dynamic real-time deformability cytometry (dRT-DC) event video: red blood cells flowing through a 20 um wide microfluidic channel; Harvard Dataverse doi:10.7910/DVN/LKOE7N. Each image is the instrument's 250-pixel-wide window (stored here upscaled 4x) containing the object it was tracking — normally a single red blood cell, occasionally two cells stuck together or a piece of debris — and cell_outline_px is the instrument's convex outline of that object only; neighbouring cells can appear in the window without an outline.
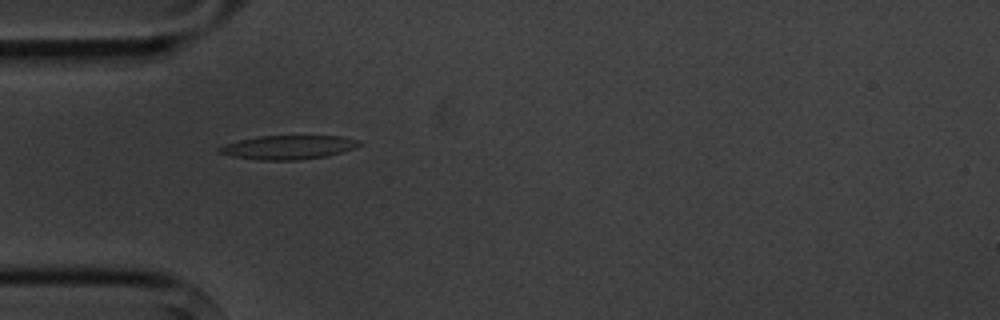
{"species": "common noctule bat (a hibernating species)", "species_latin": "Nyctalus noctula", "temperature_condition": "cold", "stored_images_in_passage": 10, "camera_frame_rate_fps": 3000, "um_per_image_px": 0.085, "animal": {"sex": "male", "body_mass_g": 20.1, "forearm_length_mm": 53.5}, "frame": {"image": 1, "passage_image": 2, "time_ms": 1.0, "image_size_px": [1000, 320], "cell_outline_px": [[364, 144], [356, 148], [344, 152], [328, 156], [296, 160], [260, 160], [232, 156], [216, 152], [216, 148], [224, 144], [240, 140], [260, 136], [340, 136], [360, 140]], "centroid_in_image_um": [24.54, 12.52], "position_along_channel_um": 60.5, "area_um2": 19.71}}
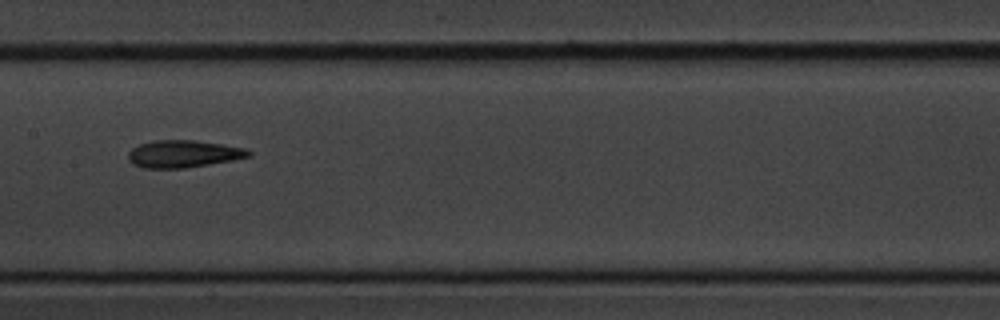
{"frame": {"image": 2, "passage_image": 5, "time_ms": 4.667, "image_size_px": [1000, 320], "cell_outline_px": [[252, 156], [232, 160], [184, 168], [144, 168], [132, 164], [128, 160], [128, 152], [132, 148], [140, 144], [156, 140], [196, 140], [248, 148], [252, 152]], "centroid_in_image_um": [15.6, 13.07], "position_along_channel_um": 191.8, "area_um2": 19.25}}
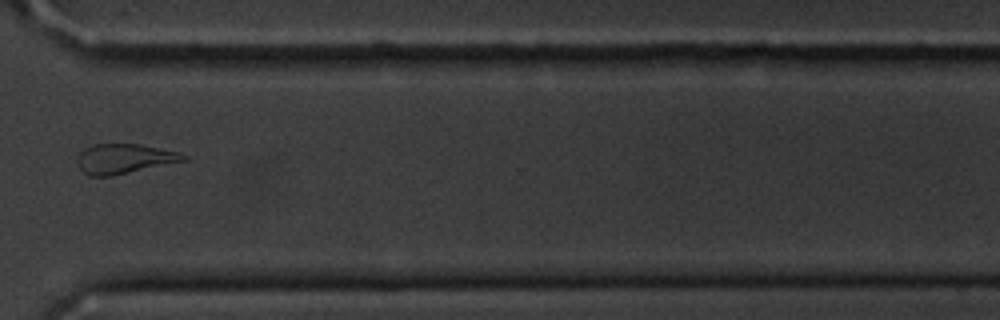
{"frame": {"image": 3, "passage_image": 9, "time_ms": 9.333, "image_size_px": [1000, 320], "cell_outline_px": [[188, 160], [108, 176], [88, 176], [80, 168], [76, 160], [80, 152], [84, 148], [92, 144], [140, 144], [180, 152], [188, 156]], "centroid_in_image_um": [10.56, 13.48], "position_along_channel_um": 360.0, "area_um2": 18.32}, "authors_computed_cell_mechanics": {"area_um2": 18.9295, "velocity_mm_per_s": 3.6103, "shape_relaxation_time_tau1_ms": 4.8476, "shape_relaxation_time_tau2_ms": null, "deformation_change_tau1": 0.1477, "deformation_change_tau2": null}}